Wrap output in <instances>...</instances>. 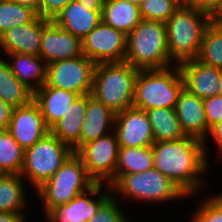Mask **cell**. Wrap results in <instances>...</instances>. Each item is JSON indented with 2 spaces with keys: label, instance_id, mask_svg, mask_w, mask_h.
I'll return each instance as SVG.
<instances>
[{
  "label": "cell",
  "instance_id": "obj_28",
  "mask_svg": "<svg viewBox=\"0 0 222 222\" xmlns=\"http://www.w3.org/2000/svg\"><path fill=\"white\" fill-rule=\"evenodd\" d=\"M19 174H0V212L20 213L25 195Z\"/></svg>",
  "mask_w": 222,
  "mask_h": 222
},
{
  "label": "cell",
  "instance_id": "obj_1",
  "mask_svg": "<svg viewBox=\"0 0 222 222\" xmlns=\"http://www.w3.org/2000/svg\"><path fill=\"white\" fill-rule=\"evenodd\" d=\"M153 167L169 177L186 194L193 193L200 184L194 177L206 169L203 141L185 136L178 140L154 142Z\"/></svg>",
  "mask_w": 222,
  "mask_h": 222
},
{
  "label": "cell",
  "instance_id": "obj_35",
  "mask_svg": "<svg viewBox=\"0 0 222 222\" xmlns=\"http://www.w3.org/2000/svg\"><path fill=\"white\" fill-rule=\"evenodd\" d=\"M208 128L222 121V94L203 99Z\"/></svg>",
  "mask_w": 222,
  "mask_h": 222
},
{
  "label": "cell",
  "instance_id": "obj_40",
  "mask_svg": "<svg viewBox=\"0 0 222 222\" xmlns=\"http://www.w3.org/2000/svg\"><path fill=\"white\" fill-rule=\"evenodd\" d=\"M105 0H79L81 5L92 11H102Z\"/></svg>",
  "mask_w": 222,
  "mask_h": 222
},
{
  "label": "cell",
  "instance_id": "obj_20",
  "mask_svg": "<svg viewBox=\"0 0 222 222\" xmlns=\"http://www.w3.org/2000/svg\"><path fill=\"white\" fill-rule=\"evenodd\" d=\"M87 110V95L79 96L50 132L62 142L71 146L76 153L80 149V133Z\"/></svg>",
  "mask_w": 222,
  "mask_h": 222
},
{
  "label": "cell",
  "instance_id": "obj_26",
  "mask_svg": "<svg viewBox=\"0 0 222 222\" xmlns=\"http://www.w3.org/2000/svg\"><path fill=\"white\" fill-rule=\"evenodd\" d=\"M0 98L13 108L28 105L33 92L13 74L9 63L0 59Z\"/></svg>",
  "mask_w": 222,
  "mask_h": 222
},
{
  "label": "cell",
  "instance_id": "obj_42",
  "mask_svg": "<svg viewBox=\"0 0 222 222\" xmlns=\"http://www.w3.org/2000/svg\"><path fill=\"white\" fill-rule=\"evenodd\" d=\"M13 1H15L17 3H20L24 6L31 7L36 12L39 11V6H40V3H41V0H13Z\"/></svg>",
  "mask_w": 222,
  "mask_h": 222
},
{
  "label": "cell",
  "instance_id": "obj_46",
  "mask_svg": "<svg viewBox=\"0 0 222 222\" xmlns=\"http://www.w3.org/2000/svg\"><path fill=\"white\" fill-rule=\"evenodd\" d=\"M221 94H222V78H221Z\"/></svg>",
  "mask_w": 222,
  "mask_h": 222
},
{
  "label": "cell",
  "instance_id": "obj_24",
  "mask_svg": "<svg viewBox=\"0 0 222 222\" xmlns=\"http://www.w3.org/2000/svg\"><path fill=\"white\" fill-rule=\"evenodd\" d=\"M146 113L151 123L154 142H166L185 137L175 109L152 108Z\"/></svg>",
  "mask_w": 222,
  "mask_h": 222
},
{
  "label": "cell",
  "instance_id": "obj_22",
  "mask_svg": "<svg viewBox=\"0 0 222 222\" xmlns=\"http://www.w3.org/2000/svg\"><path fill=\"white\" fill-rule=\"evenodd\" d=\"M115 115L103 103L97 101L91 94H87V110L80 133V148L105 136L107 123L114 122Z\"/></svg>",
  "mask_w": 222,
  "mask_h": 222
},
{
  "label": "cell",
  "instance_id": "obj_13",
  "mask_svg": "<svg viewBox=\"0 0 222 222\" xmlns=\"http://www.w3.org/2000/svg\"><path fill=\"white\" fill-rule=\"evenodd\" d=\"M183 88L199 98L221 94L222 69L201 63L197 59L179 63Z\"/></svg>",
  "mask_w": 222,
  "mask_h": 222
},
{
  "label": "cell",
  "instance_id": "obj_38",
  "mask_svg": "<svg viewBox=\"0 0 222 222\" xmlns=\"http://www.w3.org/2000/svg\"><path fill=\"white\" fill-rule=\"evenodd\" d=\"M14 108L0 98V130H8Z\"/></svg>",
  "mask_w": 222,
  "mask_h": 222
},
{
  "label": "cell",
  "instance_id": "obj_18",
  "mask_svg": "<svg viewBox=\"0 0 222 222\" xmlns=\"http://www.w3.org/2000/svg\"><path fill=\"white\" fill-rule=\"evenodd\" d=\"M75 92L48 86L46 83L33 93L46 125L51 128L79 97Z\"/></svg>",
  "mask_w": 222,
  "mask_h": 222
},
{
  "label": "cell",
  "instance_id": "obj_10",
  "mask_svg": "<svg viewBox=\"0 0 222 222\" xmlns=\"http://www.w3.org/2000/svg\"><path fill=\"white\" fill-rule=\"evenodd\" d=\"M119 143L115 134L105 135L82 146L76 154L81 158L87 174L95 183L115 180Z\"/></svg>",
  "mask_w": 222,
  "mask_h": 222
},
{
  "label": "cell",
  "instance_id": "obj_23",
  "mask_svg": "<svg viewBox=\"0 0 222 222\" xmlns=\"http://www.w3.org/2000/svg\"><path fill=\"white\" fill-rule=\"evenodd\" d=\"M101 18L104 23L126 35L142 20L139 6L123 0H105Z\"/></svg>",
  "mask_w": 222,
  "mask_h": 222
},
{
  "label": "cell",
  "instance_id": "obj_31",
  "mask_svg": "<svg viewBox=\"0 0 222 222\" xmlns=\"http://www.w3.org/2000/svg\"><path fill=\"white\" fill-rule=\"evenodd\" d=\"M196 59L203 64L222 69V30L214 23L205 30Z\"/></svg>",
  "mask_w": 222,
  "mask_h": 222
},
{
  "label": "cell",
  "instance_id": "obj_39",
  "mask_svg": "<svg viewBox=\"0 0 222 222\" xmlns=\"http://www.w3.org/2000/svg\"><path fill=\"white\" fill-rule=\"evenodd\" d=\"M212 135V138L216 140L218 146L222 150V121L214 124L209 128V132Z\"/></svg>",
  "mask_w": 222,
  "mask_h": 222
},
{
  "label": "cell",
  "instance_id": "obj_27",
  "mask_svg": "<svg viewBox=\"0 0 222 222\" xmlns=\"http://www.w3.org/2000/svg\"><path fill=\"white\" fill-rule=\"evenodd\" d=\"M153 168V150L147 147H120L115 174H132Z\"/></svg>",
  "mask_w": 222,
  "mask_h": 222
},
{
  "label": "cell",
  "instance_id": "obj_4",
  "mask_svg": "<svg viewBox=\"0 0 222 222\" xmlns=\"http://www.w3.org/2000/svg\"><path fill=\"white\" fill-rule=\"evenodd\" d=\"M138 71L125 61L96 64L91 95L115 114L133 107Z\"/></svg>",
  "mask_w": 222,
  "mask_h": 222
},
{
  "label": "cell",
  "instance_id": "obj_5",
  "mask_svg": "<svg viewBox=\"0 0 222 222\" xmlns=\"http://www.w3.org/2000/svg\"><path fill=\"white\" fill-rule=\"evenodd\" d=\"M102 183H95L87 174L81 158L73 153L67 161L37 189L45 204V211L69 203L78 194L89 191L97 195Z\"/></svg>",
  "mask_w": 222,
  "mask_h": 222
},
{
  "label": "cell",
  "instance_id": "obj_32",
  "mask_svg": "<svg viewBox=\"0 0 222 222\" xmlns=\"http://www.w3.org/2000/svg\"><path fill=\"white\" fill-rule=\"evenodd\" d=\"M181 5V0H144L139 8L142 19L166 23Z\"/></svg>",
  "mask_w": 222,
  "mask_h": 222
},
{
  "label": "cell",
  "instance_id": "obj_17",
  "mask_svg": "<svg viewBox=\"0 0 222 222\" xmlns=\"http://www.w3.org/2000/svg\"><path fill=\"white\" fill-rule=\"evenodd\" d=\"M175 112L185 136L204 142L209 128L206 122L203 98L190 93L185 88L180 91L175 105Z\"/></svg>",
  "mask_w": 222,
  "mask_h": 222
},
{
  "label": "cell",
  "instance_id": "obj_45",
  "mask_svg": "<svg viewBox=\"0 0 222 222\" xmlns=\"http://www.w3.org/2000/svg\"><path fill=\"white\" fill-rule=\"evenodd\" d=\"M215 198L222 204V195H220V196H215Z\"/></svg>",
  "mask_w": 222,
  "mask_h": 222
},
{
  "label": "cell",
  "instance_id": "obj_2",
  "mask_svg": "<svg viewBox=\"0 0 222 222\" xmlns=\"http://www.w3.org/2000/svg\"><path fill=\"white\" fill-rule=\"evenodd\" d=\"M124 61L137 70L167 68L171 59L165 23L142 19L127 34Z\"/></svg>",
  "mask_w": 222,
  "mask_h": 222
},
{
  "label": "cell",
  "instance_id": "obj_37",
  "mask_svg": "<svg viewBox=\"0 0 222 222\" xmlns=\"http://www.w3.org/2000/svg\"><path fill=\"white\" fill-rule=\"evenodd\" d=\"M182 5L204 11L211 16L222 6V0H181Z\"/></svg>",
  "mask_w": 222,
  "mask_h": 222
},
{
  "label": "cell",
  "instance_id": "obj_25",
  "mask_svg": "<svg viewBox=\"0 0 222 222\" xmlns=\"http://www.w3.org/2000/svg\"><path fill=\"white\" fill-rule=\"evenodd\" d=\"M15 59L13 65L9 64L13 74L29 88L33 93L40 89L47 80V64L44 62L41 67L39 61L42 59L39 55H28L20 53L9 54ZM29 78H35L36 86L29 83Z\"/></svg>",
  "mask_w": 222,
  "mask_h": 222
},
{
  "label": "cell",
  "instance_id": "obj_41",
  "mask_svg": "<svg viewBox=\"0 0 222 222\" xmlns=\"http://www.w3.org/2000/svg\"><path fill=\"white\" fill-rule=\"evenodd\" d=\"M0 222H24L21 213L0 212Z\"/></svg>",
  "mask_w": 222,
  "mask_h": 222
},
{
  "label": "cell",
  "instance_id": "obj_19",
  "mask_svg": "<svg viewBox=\"0 0 222 222\" xmlns=\"http://www.w3.org/2000/svg\"><path fill=\"white\" fill-rule=\"evenodd\" d=\"M102 11L86 9L79 0H73L56 16L53 22L64 31L82 39L102 20Z\"/></svg>",
  "mask_w": 222,
  "mask_h": 222
},
{
  "label": "cell",
  "instance_id": "obj_29",
  "mask_svg": "<svg viewBox=\"0 0 222 222\" xmlns=\"http://www.w3.org/2000/svg\"><path fill=\"white\" fill-rule=\"evenodd\" d=\"M24 149L8 130H0V174L21 173Z\"/></svg>",
  "mask_w": 222,
  "mask_h": 222
},
{
  "label": "cell",
  "instance_id": "obj_8",
  "mask_svg": "<svg viewBox=\"0 0 222 222\" xmlns=\"http://www.w3.org/2000/svg\"><path fill=\"white\" fill-rule=\"evenodd\" d=\"M111 186L120 194L149 201H164L186 196L177 184L154 167L140 173L115 174Z\"/></svg>",
  "mask_w": 222,
  "mask_h": 222
},
{
  "label": "cell",
  "instance_id": "obj_16",
  "mask_svg": "<svg viewBox=\"0 0 222 222\" xmlns=\"http://www.w3.org/2000/svg\"><path fill=\"white\" fill-rule=\"evenodd\" d=\"M50 22L37 16L30 23L13 27L0 36V46L8 54L39 55L43 29Z\"/></svg>",
  "mask_w": 222,
  "mask_h": 222
},
{
  "label": "cell",
  "instance_id": "obj_33",
  "mask_svg": "<svg viewBox=\"0 0 222 222\" xmlns=\"http://www.w3.org/2000/svg\"><path fill=\"white\" fill-rule=\"evenodd\" d=\"M88 222H127L116 200L110 195Z\"/></svg>",
  "mask_w": 222,
  "mask_h": 222
},
{
  "label": "cell",
  "instance_id": "obj_9",
  "mask_svg": "<svg viewBox=\"0 0 222 222\" xmlns=\"http://www.w3.org/2000/svg\"><path fill=\"white\" fill-rule=\"evenodd\" d=\"M95 66L84 55L50 63L47 65L46 84L80 96L91 94Z\"/></svg>",
  "mask_w": 222,
  "mask_h": 222
},
{
  "label": "cell",
  "instance_id": "obj_12",
  "mask_svg": "<svg viewBox=\"0 0 222 222\" xmlns=\"http://www.w3.org/2000/svg\"><path fill=\"white\" fill-rule=\"evenodd\" d=\"M120 147H147L154 143L151 123L145 110L130 107L115 115Z\"/></svg>",
  "mask_w": 222,
  "mask_h": 222
},
{
  "label": "cell",
  "instance_id": "obj_3",
  "mask_svg": "<svg viewBox=\"0 0 222 222\" xmlns=\"http://www.w3.org/2000/svg\"><path fill=\"white\" fill-rule=\"evenodd\" d=\"M211 23L210 14L181 5L165 23L170 59L180 63L196 59L205 30Z\"/></svg>",
  "mask_w": 222,
  "mask_h": 222
},
{
  "label": "cell",
  "instance_id": "obj_34",
  "mask_svg": "<svg viewBox=\"0 0 222 222\" xmlns=\"http://www.w3.org/2000/svg\"><path fill=\"white\" fill-rule=\"evenodd\" d=\"M207 200L195 215L194 222H222V204L215 197Z\"/></svg>",
  "mask_w": 222,
  "mask_h": 222
},
{
  "label": "cell",
  "instance_id": "obj_15",
  "mask_svg": "<svg viewBox=\"0 0 222 222\" xmlns=\"http://www.w3.org/2000/svg\"><path fill=\"white\" fill-rule=\"evenodd\" d=\"M81 55L83 54L80 38L64 31L53 21L43 29L39 56L45 59L47 65Z\"/></svg>",
  "mask_w": 222,
  "mask_h": 222
},
{
  "label": "cell",
  "instance_id": "obj_44",
  "mask_svg": "<svg viewBox=\"0 0 222 222\" xmlns=\"http://www.w3.org/2000/svg\"><path fill=\"white\" fill-rule=\"evenodd\" d=\"M123 1H127V2H129V3H133V4L137 5V6H140L141 3H142L144 0H123Z\"/></svg>",
  "mask_w": 222,
  "mask_h": 222
},
{
  "label": "cell",
  "instance_id": "obj_7",
  "mask_svg": "<svg viewBox=\"0 0 222 222\" xmlns=\"http://www.w3.org/2000/svg\"><path fill=\"white\" fill-rule=\"evenodd\" d=\"M74 153L50 131L30 148L24 150V161L20 175H27L36 189L41 187Z\"/></svg>",
  "mask_w": 222,
  "mask_h": 222
},
{
  "label": "cell",
  "instance_id": "obj_14",
  "mask_svg": "<svg viewBox=\"0 0 222 222\" xmlns=\"http://www.w3.org/2000/svg\"><path fill=\"white\" fill-rule=\"evenodd\" d=\"M8 131L26 150L46 135L50 128L46 125L39 106L32 100L28 105L14 108Z\"/></svg>",
  "mask_w": 222,
  "mask_h": 222
},
{
  "label": "cell",
  "instance_id": "obj_6",
  "mask_svg": "<svg viewBox=\"0 0 222 222\" xmlns=\"http://www.w3.org/2000/svg\"><path fill=\"white\" fill-rule=\"evenodd\" d=\"M175 73L167 68L139 70L134 85L133 107L141 110L152 108L175 109L183 79L176 66Z\"/></svg>",
  "mask_w": 222,
  "mask_h": 222
},
{
  "label": "cell",
  "instance_id": "obj_30",
  "mask_svg": "<svg viewBox=\"0 0 222 222\" xmlns=\"http://www.w3.org/2000/svg\"><path fill=\"white\" fill-rule=\"evenodd\" d=\"M37 12L13 0H0V36L7 30L32 22Z\"/></svg>",
  "mask_w": 222,
  "mask_h": 222
},
{
  "label": "cell",
  "instance_id": "obj_36",
  "mask_svg": "<svg viewBox=\"0 0 222 222\" xmlns=\"http://www.w3.org/2000/svg\"><path fill=\"white\" fill-rule=\"evenodd\" d=\"M73 0H41L37 15L43 19L53 21L56 16Z\"/></svg>",
  "mask_w": 222,
  "mask_h": 222
},
{
  "label": "cell",
  "instance_id": "obj_21",
  "mask_svg": "<svg viewBox=\"0 0 222 222\" xmlns=\"http://www.w3.org/2000/svg\"><path fill=\"white\" fill-rule=\"evenodd\" d=\"M88 193L78 194L67 204L46 212L51 222H88L99 206L110 196L107 192L97 201L87 197Z\"/></svg>",
  "mask_w": 222,
  "mask_h": 222
},
{
  "label": "cell",
  "instance_id": "obj_43",
  "mask_svg": "<svg viewBox=\"0 0 222 222\" xmlns=\"http://www.w3.org/2000/svg\"><path fill=\"white\" fill-rule=\"evenodd\" d=\"M212 23L222 30V6L212 15Z\"/></svg>",
  "mask_w": 222,
  "mask_h": 222
},
{
  "label": "cell",
  "instance_id": "obj_11",
  "mask_svg": "<svg viewBox=\"0 0 222 222\" xmlns=\"http://www.w3.org/2000/svg\"><path fill=\"white\" fill-rule=\"evenodd\" d=\"M127 35L102 20L81 39L82 54L95 64L124 62Z\"/></svg>",
  "mask_w": 222,
  "mask_h": 222
}]
</instances>
